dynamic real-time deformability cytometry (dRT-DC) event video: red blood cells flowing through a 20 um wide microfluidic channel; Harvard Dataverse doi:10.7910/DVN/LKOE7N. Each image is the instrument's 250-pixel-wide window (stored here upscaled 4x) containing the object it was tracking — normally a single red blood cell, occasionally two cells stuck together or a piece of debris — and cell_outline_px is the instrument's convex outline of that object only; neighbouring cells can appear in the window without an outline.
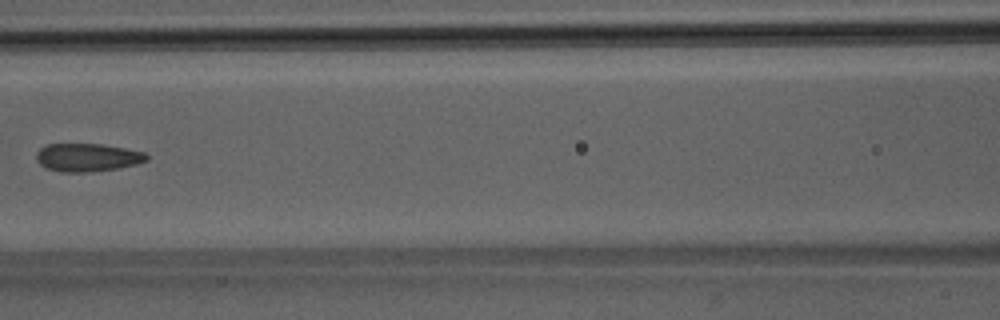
{"species": "Egyptian fruit bat (a non-hibernating species)", "species_latin": "Rousettus aegyptiacus", "temperature_condition": "room temperature", "stored_images_in_passage": 8, "camera_frame_rate_fps": 3000, "um_per_image_px": 0.085, "animal": {"sex": "male"}, "frame": {"image": 1, "passage_image": 7, "time_ms": 7.0, "image_size_px": [1000, 320], "cell_outline_px": [[148, 160], [136, 164], [120, 168], [92, 172], [60, 172], [48, 168], [40, 164], [36, 160], [36, 152], [40, 148], [48, 144], [100, 144], [124, 148], [144, 152], [148, 156]], "centroid_in_image_um": [7.43, 13.39], "position_along_channel_um": 159.2, "area_um2": 18.09}}